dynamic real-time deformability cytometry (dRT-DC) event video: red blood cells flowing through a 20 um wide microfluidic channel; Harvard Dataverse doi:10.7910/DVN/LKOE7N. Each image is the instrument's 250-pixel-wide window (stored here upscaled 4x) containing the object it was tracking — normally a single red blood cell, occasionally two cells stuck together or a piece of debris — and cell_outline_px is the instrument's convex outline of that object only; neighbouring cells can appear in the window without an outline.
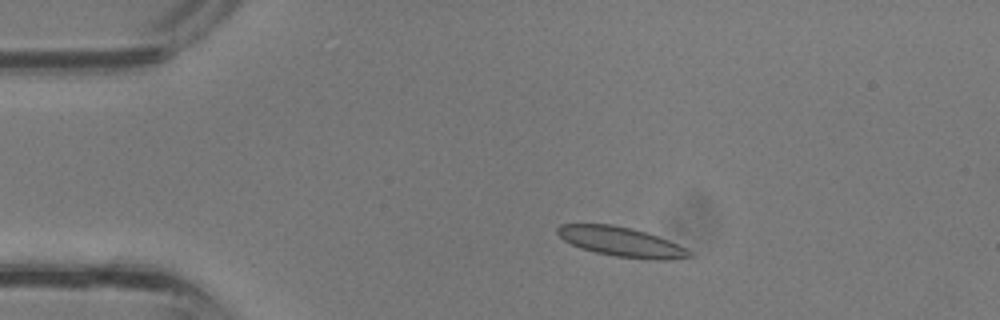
{"species": "common noctule bat (a hibernating species)", "species_latin": "Nyctalus noctula", "temperature_condition": "room temperature", "stored_images_in_passage": 37, "camera_frame_rate_fps": 3000, "um_per_image_px": 0.085, "animal": {"sex": "male", "body_mass_g": 13.3}, "frame": {"image": 1, "passage_image": 6, "time_ms": 1.667, "image_size_px": [1000, 320], "cell_outline_px": [[692, 256], [668, 260], [660, 260], [616, 256], [596, 252], [580, 248], [564, 240], [556, 232], [556, 228], [560, 224], [612, 224], [632, 228], [668, 240], [692, 252]], "centroid_in_image_um": [52.77, 20.54], "position_along_channel_um": 32.2, "area_um2": 22.37}}
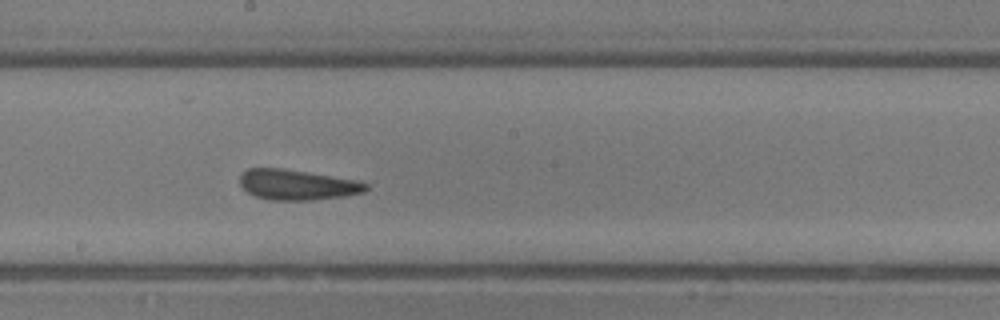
{"frame": {"image": 2, "passage_image": 19, "time_ms": 6.0, "image_size_px": [1000, 320], "cell_outline_px": [[368, 188], [364, 192], [344, 196], [312, 200], [272, 200], [256, 196], [248, 192], [240, 184], [240, 176], [248, 168], [280, 168], [360, 180], [368, 184]], "centroid_in_image_um": [25.3, 15.7], "position_along_channel_um": 222.9, "area_um2": 22.2}}
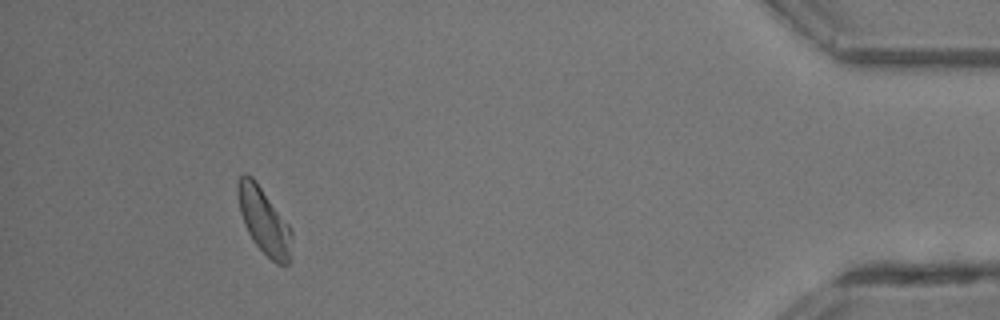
{"frame": {"image": 3, "passage_image": 33, "time_ms": 10.667, "image_size_px": [1000, 320], "cell_outline_px": [[292, 260], [288, 264], [276, 264], [252, 240], [244, 224], [240, 212], [236, 188], [236, 184], [240, 176], [244, 172], [252, 176], [288, 224], [292, 232]], "centroid_in_image_um": [22.44, 18.79], "position_along_channel_um": 412.8, "area_um2": 20.75}}